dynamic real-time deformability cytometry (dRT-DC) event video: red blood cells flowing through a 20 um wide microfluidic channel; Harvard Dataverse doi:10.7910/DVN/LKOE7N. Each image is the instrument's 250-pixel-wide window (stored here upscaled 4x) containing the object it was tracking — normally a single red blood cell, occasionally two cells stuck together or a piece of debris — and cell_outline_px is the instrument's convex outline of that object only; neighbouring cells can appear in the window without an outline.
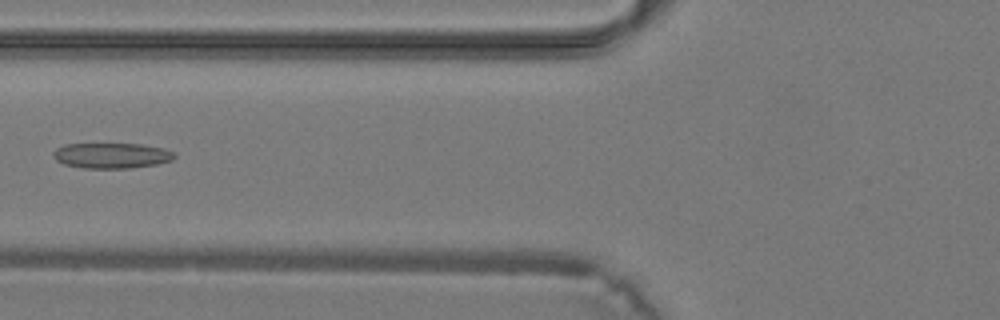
{"species": "common noctule bat (a hibernating species)", "species_latin": "Nyctalus noctula", "temperature_condition": "warm", "stored_images_in_passage": 40, "camera_frame_rate_fps": 3000, "um_per_image_px": 0.085, "animal": {"sex": "male", "body_mass_g": 19.2, "forearm_length_mm": 51.8}, "frame": {"image": 1, "passage_image": 17, "time_ms": 5.333, "image_size_px": [1000, 320], "cell_outline_px": [[176, 156], [172, 160], [156, 164], [132, 168], [84, 168], [64, 164], [56, 160], [52, 156], [52, 152], [56, 148], [64, 144], [140, 144], [164, 148], [172, 152]], "centroid_in_image_um": [9.46, 13.22], "position_along_channel_um": 116.3, "area_um2": 17.98}}
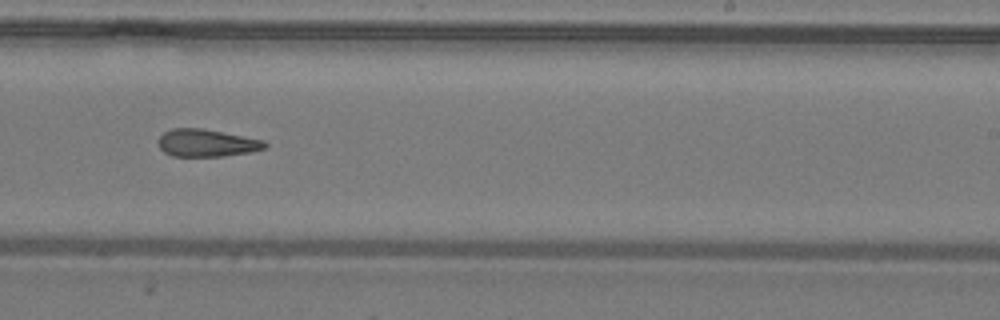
{"frame": {"image": 2, "passage_image": 26, "time_ms": 8.333, "image_size_px": [1000, 320], "cell_outline_px": [[268, 144], [264, 148], [252, 152], [220, 156], [172, 156], [164, 152], [160, 148], [156, 140], [164, 132], [172, 128], [200, 128], [244, 136], [264, 140]], "centroid_in_image_um": [17.54, 12.15], "position_along_channel_um": 271.5, "area_um2": 17.05}}
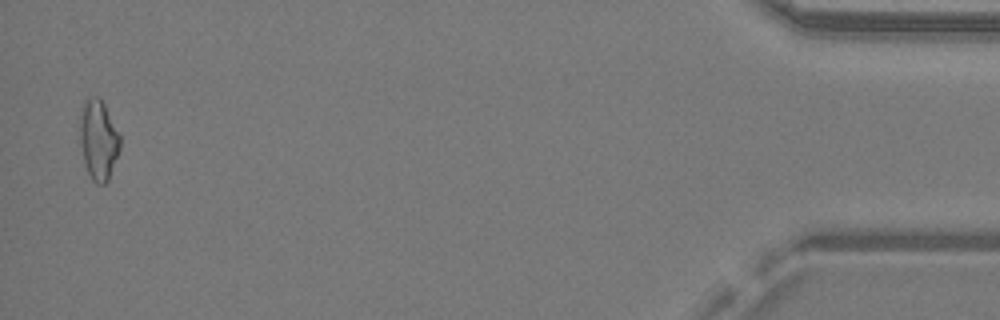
{"frame": {"image": 3, "passage_image": 40, "time_ms": 13.0, "image_size_px": [1000, 320], "cell_outline_px": [[120, 148], [108, 180], [104, 184], [96, 184], [92, 180], [84, 164], [80, 144], [80, 116], [84, 100], [88, 96], [100, 96], [120, 136]], "centroid_in_image_um": [8.35, 11.87], "position_along_channel_um": 426.9, "area_um2": 18.73}}